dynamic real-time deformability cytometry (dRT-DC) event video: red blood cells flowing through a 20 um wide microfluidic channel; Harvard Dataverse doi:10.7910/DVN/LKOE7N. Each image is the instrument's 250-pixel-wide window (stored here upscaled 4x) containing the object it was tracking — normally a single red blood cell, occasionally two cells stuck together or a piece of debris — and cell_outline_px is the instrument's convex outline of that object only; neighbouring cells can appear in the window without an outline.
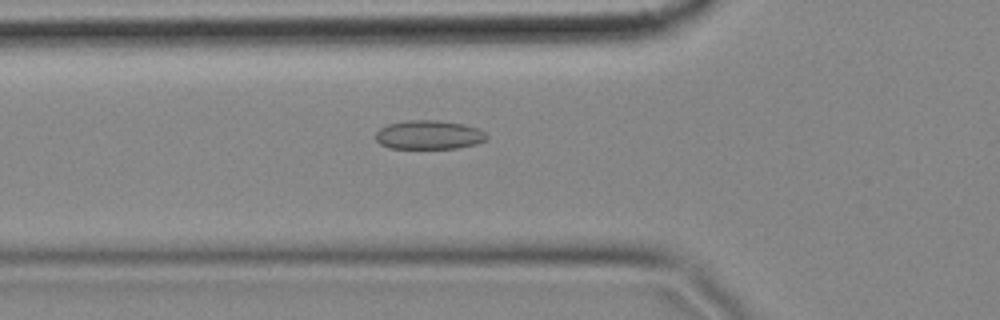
{"species": "common noctule bat (a hibernating species)", "species_latin": "Nyctalus noctula", "temperature_condition": "cold", "stored_images_in_passage": 58, "camera_frame_rate_fps": 3000, "um_per_image_px": 0.085, "animal": {"sex": "female", "body_mass_g": 18.4}, "frame": {"image": 1, "passage_image": 20, "time_ms": 6.333, "image_size_px": [1000, 320], "cell_outline_px": [[484, 136], [480, 140], [472, 144], [452, 148], [392, 148], [384, 144], [376, 136], [384, 128], [392, 124], [456, 124], [472, 128]], "centroid_in_image_um": [36.4, 11.56], "position_along_channel_um": 89.4, "area_um2": 15.72}}
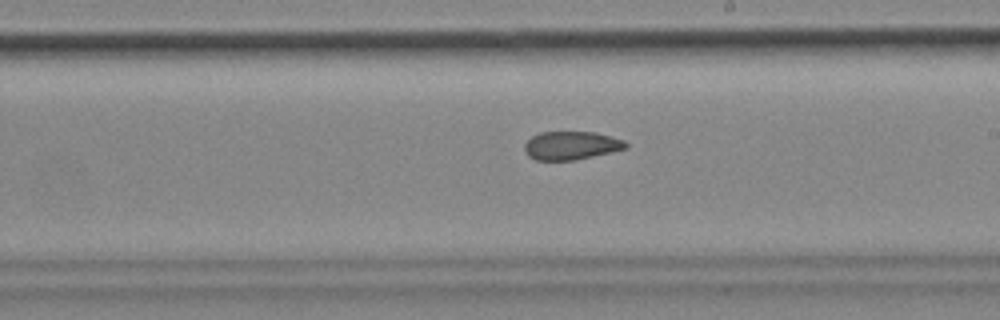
{"frame": {"image": 2, "passage_image": 33, "time_ms": 10.667, "image_size_px": [1000, 320], "cell_outline_px": [[624, 148], [588, 156], [568, 160], [540, 160], [532, 156], [528, 152], [528, 140], [532, 136], [544, 132], [592, 132], [608, 136], [620, 140], [624, 144]], "centroid_in_image_um": [48.51, 12.34], "position_along_channel_um": 240.5, "area_um2": 15.37}}
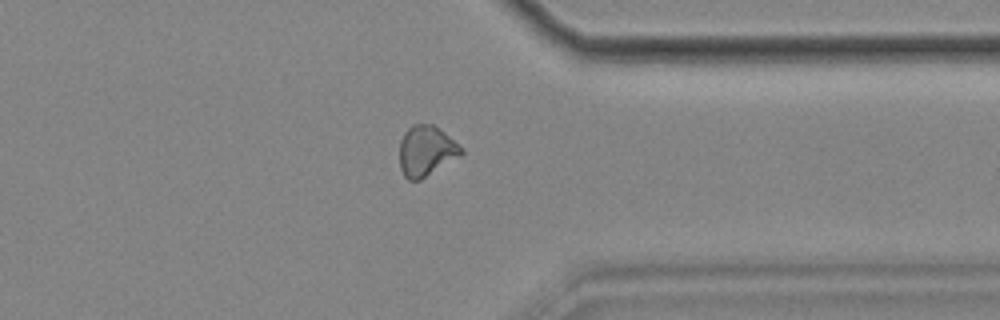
{"frame": {"image": 3, "passage_image": 45, "time_ms": 14.667, "image_size_px": [1000, 320], "cell_outline_px": [[464, 152], [424, 176], [416, 180], [412, 180], [404, 176], [400, 164], [400, 144], [404, 136], [416, 124], [432, 124], [452, 140]], "centroid_in_image_um": [36.18, 12.83], "position_along_channel_um": 375.2, "area_um2": 16.7}, "authors_computed_cell_mechanics": {"area_um2": 16.1551, "velocity_mm_per_s": 3.4866, "shape_relaxation_time_tau1_ms": null, "shape_relaxation_time_tau2_ms": 3.7672, "deformation_change_tau1": null, "deformation_change_tau2": 0.1032}}